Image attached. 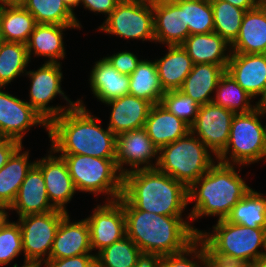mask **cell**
I'll return each mask as SVG.
<instances>
[{
	"label": "cell",
	"mask_w": 266,
	"mask_h": 267,
	"mask_svg": "<svg viewBox=\"0 0 266 267\" xmlns=\"http://www.w3.org/2000/svg\"><path fill=\"white\" fill-rule=\"evenodd\" d=\"M100 121L86 108L82 99H77L75 107L49 123L51 148L60 155L115 159L117 136L108 127H101Z\"/></svg>",
	"instance_id": "6da1fadb"
},
{
	"label": "cell",
	"mask_w": 266,
	"mask_h": 267,
	"mask_svg": "<svg viewBox=\"0 0 266 267\" xmlns=\"http://www.w3.org/2000/svg\"><path fill=\"white\" fill-rule=\"evenodd\" d=\"M256 267H266V253L256 262Z\"/></svg>",
	"instance_id": "db71d44e"
},
{
	"label": "cell",
	"mask_w": 266,
	"mask_h": 267,
	"mask_svg": "<svg viewBox=\"0 0 266 267\" xmlns=\"http://www.w3.org/2000/svg\"><path fill=\"white\" fill-rule=\"evenodd\" d=\"M212 230V233L202 230L198 234L212 256L255 265L266 253V229H253L222 219Z\"/></svg>",
	"instance_id": "5b68a950"
},
{
	"label": "cell",
	"mask_w": 266,
	"mask_h": 267,
	"mask_svg": "<svg viewBox=\"0 0 266 267\" xmlns=\"http://www.w3.org/2000/svg\"><path fill=\"white\" fill-rule=\"evenodd\" d=\"M5 139V137L2 135L1 131H0V141Z\"/></svg>",
	"instance_id": "9f6ffc18"
},
{
	"label": "cell",
	"mask_w": 266,
	"mask_h": 267,
	"mask_svg": "<svg viewBox=\"0 0 266 267\" xmlns=\"http://www.w3.org/2000/svg\"><path fill=\"white\" fill-rule=\"evenodd\" d=\"M9 209L15 210L18 217L56 210L49 201L42 171L35 164L27 172Z\"/></svg>",
	"instance_id": "ffe728a7"
},
{
	"label": "cell",
	"mask_w": 266,
	"mask_h": 267,
	"mask_svg": "<svg viewBox=\"0 0 266 267\" xmlns=\"http://www.w3.org/2000/svg\"><path fill=\"white\" fill-rule=\"evenodd\" d=\"M66 6L72 11L75 10V7L77 8L80 4V0H62Z\"/></svg>",
	"instance_id": "f5cc1de1"
},
{
	"label": "cell",
	"mask_w": 266,
	"mask_h": 267,
	"mask_svg": "<svg viewBox=\"0 0 266 267\" xmlns=\"http://www.w3.org/2000/svg\"><path fill=\"white\" fill-rule=\"evenodd\" d=\"M229 2L231 5L244 9L245 11L256 8L261 1L260 0H223Z\"/></svg>",
	"instance_id": "c3c4849f"
},
{
	"label": "cell",
	"mask_w": 266,
	"mask_h": 267,
	"mask_svg": "<svg viewBox=\"0 0 266 267\" xmlns=\"http://www.w3.org/2000/svg\"><path fill=\"white\" fill-rule=\"evenodd\" d=\"M205 261L206 246L197 238L182 252L161 256L160 267H205Z\"/></svg>",
	"instance_id": "60d3db41"
},
{
	"label": "cell",
	"mask_w": 266,
	"mask_h": 267,
	"mask_svg": "<svg viewBox=\"0 0 266 267\" xmlns=\"http://www.w3.org/2000/svg\"><path fill=\"white\" fill-rule=\"evenodd\" d=\"M122 196L137 210L158 215L182 216L189 204L188 188L156 168L125 174Z\"/></svg>",
	"instance_id": "277c9868"
},
{
	"label": "cell",
	"mask_w": 266,
	"mask_h": 267,
	"mask_svg": "<svg viewBox=\"0 0 266 267\" xmlns=\"http://www.w3.org/2000/svg\"><path fill=\"white\" fill-rule=\"evenodd\" d=\"M120 1H138V2H145V1H149V0H120Z\"/></svg>",
	"instance_id": "11a10c76"
},
{
	"label": "cell",
	"mask_w": 266,
	"mask_h": 267,
	"mask_svg": "<svg viewBox=\"0 0 266 267\" xmlns=\"http://www.w3.org/2000/svg\"><path fill=\"white\" fill-rule=\"evenodd\" d=\"M23 253L22 234L18 222L7 221L0 229V266H6Z\"/></svg>",
	"instance_id": "ab89813d"
},
{
	"label": "cell",
	"mask_w": 266,
	"mask_h": 267,
	"mask_svg": "<svg viewBox=\"0 0 266 267\" xmlns=\"http://www.w3.org/2000/svg\"><path fill=\"white\" fill-rule=\"evenodd\" d=\"M118 201L123 205L126 236L136 243L142 253L161 257L182 252L201 232L182 216L137 210L123 196Z\"/></svg>",
	"instance_id": "7a4b0ae2"
},
{
	"label": "cell",
	"mask_w": 266,
	"mask_h": 267,
	"mask_svg": "<svg viewBox=\"0 0 266 267\" xmlns=\"http://www.w3.org/2000/svg\"><path fill=\"white\" fill-rule=\"evenodd\" d=\"M98 30L125 40L155 43L153 0L120 1Z\"/></svg>",
	"instance_id": "9c48e42d"
},
{
	"label": "cell",
	"mask_w": 266,
	"mask_h": 267,
	"mask_svg": "<svg viewBox=\"0 0 266 267\" xmlns=\"http://www.w3.org/2000/svg\"><path fill=\"white\" fill-rule=\"evenodd\" d=\"M158 152V148L153 144L144 127L117 136L115 160L123 176L135 170L156 168ZM124 165L130 168H124Z\"/></svg>",
	"instance_id": "7c38bea8"
},
{
	"label": "cell",
	"mask_w": 266,
	"mask_h": 267,
	"mask_svg": "<svg viewBox=\"0 0 266 267\" xmlns=\"http://www.w3.org/2000/svg\"><path fill=\"white\" fill-rule=\"evenodd\" d=\"M0 87V131L5 138L22 144L23 138L32 126H43L48 132L45 119L28 103L15 97Z\"/></svg>",
	"instance_id": "9a60e30c"
},
{
	"label": "cell",
	"mask_w": 266,
	"mask_h": 267,
	"mask_svg": "<svg viewBox=\"0 0 266 267\" xmlns=\"http://www.w3.org/2000/svg\"><path fill=\"white\" fill-rule=\"evenodd\" d=\"M160 103L189 126L195 122L200 107L196 101L179 90L166 91Z\"/></svg>",
	"instance_id": "f35d334b"
},
{
	"label": "cell",
	"mask_w": 266,
	"mask_h": 267,
	"mask_svg": "<svg viewBox=\"0 0 266 267\" xmlns=\"http://www.w3.org/2000/svg\"><path fill=\"white\" fill-rule=\"evenodd\" d=\"M144 128L158 150L190 132V126L161 103L152 105Z\"/></svg>",
	"instance_id": "d4e9b609"
},
{
	"label": "cell",
	"mask_w": 266,
	"mask_h": 267,
	"mask_svg": "<svg viewBox=\"0 0 266 267\" xmlns=\"http://www.w3.org/2000/svg\"><path fill=\"white\" fill-rule=\"evenodd\" d=\"M27 0H0V8L24 6Z\"/></svg>",
	"instance_id": "681fc988"
},
{
	"label": "cell",
	"mask_w": 266,
	"mask_h": 267,
	"mask_svg": "<svg viewBox=\"0 0 266 267\" xmlns=\"http://www.w3.org/2000/svg\"><path fill=\"white\" fill-rule=\"evenodd\" d=\"M181 46L191 57L194 65L202 63H211L221 67L228 65L231 46L215 32L189 35Z\"/></svg>",
	"instance_id": "cb8c5ba5"
},
{
	"label": "cell",
	"mask_w": 266,
	"mask_h": 267,
	"mask_svg": "<svg viewBox=\"0 0 266 267\" xmlns=\"http://www.w3.org/2000/svg\"><path fill=\"white\" fill-rule=\"evenodd\" d=\"M226 72L253 98L266 105V54L231 53Z\"/></svg>",
	"instance_id": "2e32d148"
},
{
	"label": "cell",
	"mask_w": 266,
	"mask_h": 267,
	"mask_svg": "<svg viewBox=\"0 0 266 267\" xmlns=\"http://www.w3.org/2000/svg\"><path fill=\"white\" fill-rule=\"evenodd\" d=\"M174 1L184 9L185 25H188L190 35L214 32L213 9L210 0Z\"/></svg>",
	"instance_id": "74e56055"
},
{
	"label": "cell",
	"mask_w": 266,
	"mask_h": 267,
	"mask_svg": "<svg viewBox=\"0 0 266 267\" xmlns=\"http://www.w3.org/2000/svg\"><path fill=\"white\" fill-rule=\"evenodd\" d=\"M42 265H44V267H46L44 262H40V261H24V264L22 266H19V267H42ZM13 267H18V264L15 263L13 265Z\"/></svg>",
	"instance_id": "816d5d0a"
},
{
	"label": "cell",
	"mask_w": 266,
	"mask_h": 267,
	"mask_svg": "<svg viewBox=\"0 0 266 267\" xmlns=\"http://www.w3.org/2000/svg\"><path fill=\"white\" fill-rule=\"evenodd\" d=\"M30 61L26 44L1 41L0 87L5 88L18 76L25 75Z\"/></svg>",
	"instance_id": "e575fe53"
},
{
	"label": "cell",
	"mask_w": 266,
	"mask_h": 267,
	"mask_svg": "<svg viewBox=\"0 0 266 267\" xmlns=\"http://www.w3.org/2000/svg\"><path fill=\"white\" fill-rule=\"evenodd\" d=\"M77 29L78 25L37 24L31 33L26 48L29 59L32 54L36 57H47L48 63H58L66 55L63 31Z\"/></svg>",
	"instance_id": "603a6c76"
},
{
	"label": "cell",
	"mask_w": 266,
	"mask_h": 267,
	"mask_svg": "<svg viewBox=\"0 0 266 267\" xmlns=\"http://www.w3.org/2000/svg\"><path fill=\"white\" fill-rule=\"evenodd\" d=\"M67 214L68 212L56 209L47 213L18 217L24 261L46 263L50 259L57 229Z\"/></svg>",
	"instance_id": "8fae6325"
},
{
	"label": "cell",
	"mask_w": 266,
	"mask_h": 267,
	"mask_svg": "<svg viewBox=\"0 0 266 267\" xmlns=\"http://www.w3.org/2000/svg\"><path fill=\"white\" fill-rule=\"evenodd\" d=\"M46 267H96V254H82L79 256L49 259Z\"/></svg>",
	"instance_id": "7bdbcfd3"
},
{
	"label": "cell",
	"mask_w": 266,
	"mask_h": 267,
	"mask_svg": "<svg viewBox=\"0 0 266 267\" xmlns=\"http://www.w3.org/2000/svg\"><path fill=\"white\" fill-rule=\"evenodd\" d=\"M36 25L34 16L23 6L0 8L2 41L26 44Z\"/></svg>",
	"instance_id": "f546056e"
},
{
	"label": "cell",
	"mask_w": 266,
	"mask_h": 267,
	"mask_svg": "<svg viewBox=\"0 0 266 267\" xmlns=\"http://www.w3.org/2000/svg\"><path fill=\"white\" fill-rule=\"evenodd\" d=\"M155 43L181 45L190 35L184 9L174 0H153Z\"/></svg>",
	"instance_id": "ac0fdd59"
},
{
	"label": "cell",
	"mask_w": 266,
	"mask_h": 267,
	"mask_svg": "<svg viewBox=\"0 0 266 267\" xmlns=\"http://www.w3.org/2000/svg\"><path fill=\"white\" fill-rule=\"evenodd\" d=\"M254 264H248L240 261L227 260L212 256L206 249L205 267H254Z\"/></svg>",
	"instance_id": "bcb514c9"
},
{
	"label": "cell",
	"mask_w": 266,
	"mask_h": 267,
	"mask_svg": "<svg viewBox=\"0 0 266 267\" xmlns=\"http://www.w3.org/2000/svg\"><path fill=\"white\" fill-rule=\"evenodd\" d=\"M104 104L112 107L107 127L116 136L143 128L152 107L149 101L132 95L112 99Z\"/></svg>",
	"instance_id": "44dd1931"
},
{
	"label": "cell",
	"mask_w": 266,
	"mask_h": 267,
	"mask_svg": "<svg viewBox=\"0 0 266 267\" xmlns=\"http://www.w3.org/2000/svg\"><path fill=\"white\" fill-rule=\"evenodd\" d=\"M141 253L136 243L125 236L96 255V267H135Z\"/></svg>",
	"instance_id": "8d00e7d4"
},
{
	"label": "cell",
	"mask_w": 266,
	"mask_h": 267,
	"mask_svg": "<svg viewBox=\"0 0 266 267\" xmlns=\"http://www.w3.org/2000/svg\"><path fill=\"white\" fill-rule=\"evenodd\" d=\"M65 160L77 191L95 196L106 194V201H116L122 196L123 175L115 159L87 155H60Z\"/></svg>",
	"instance_id": "ba28073f"
},
{
	"label": "cell",
	"mask_w": 266,
	"mask_h": 267,
	"mask_svg": "<svg viewBox=\"0 0 266 267\" xmlns=\"http://www.w3.org/2000/svg\"><path fill=\"white\" fill-rule=\"evenodd\" d=\"M231 53L266 54V2L247 10Z\"/></svg>",
	"instance_id": "7402d4cb"
},
{
	"label": "cell",
	"mask_w": 266,
	"mask_h": 267,
	"mask_svg": "<svg viewBox=\"0 0 266 267\" xmlns=\"http://www.w3.org/2000/svg\"><path fill=\"white\" fill-rule=\"evenodd\" d=\"M165 56L156 59L158 76L165 91L178 90L193 69L194 63L181 45H167Z\"/></svg>",
	"instance_id": "83f0119b"
},
{
	"label": "cell",
	"mask_w": 266,
	"mask_h": 267,
	"mask_svg": "<svg viewBox=\"0 0 266 267\" xmlns=\"http://www.w3.org/2000/svg\"><path fill=\"white\" fill-rule=\"evenodd\" d=\"M237 165L215 162L188 188V203L194 201L192 210L186 216L191 222L203 216H217L226 219L232 208L250 190L237 172Z\"/></svg>",
	"instance_id": "3957f363"
},
{
	"label": "cell",
	"mask_w": 266,
	"mask_h": 267,
	"mask_svg": "<svg viewBox=\"0 0 266 267\" xmlns=\"http://www.w3.org/2000/svg\"><path fill=\"white\" fill-rule=\"evenodd\" d=\"M120 0H80V4L94 13H101L107 17L116 9Z\"/></svg>",
	"instance_id": "ee69618b"
},
{
	"label": "cell",
	"mask_w": 266,
	"mask_h": 267,
	"mask_svg": "<svg viewBox=\"0 0 266 267\" xmlns=\"http://www.w3.org/2000/svg\"><path fill=\"white\" fill-rule=\"evenodd\" d=\"M226 220L253 229H266V197L251 188L232 208Z\"/></svg>",
	"instance_id": "1f68e13d"
},
{
	"label": "cell",
	"mask_w": 266,
	"mask_h": 267,
	"mask_svg": "<svg viewBox=\"0 0 266 267\" xmlns=\"http://www.w3.org/2000/svg\"><path fill=\"white\" fill-rule=\"evenodd\" d=\"M263 116L266 105L260 104L250 112L235 114L228 143L216 161L241 167L266 159V125L260 122Z\"/></svg>",
	"instance_id": "8992f818"
},
{
	"label": "cell",
	"mask_w": 266,
	"mask_h": 267,
	"mask_svg": "<svg viewBox=\"0 0 266 267\" xmlns=\"http://www.w3.org/2000/svg\"><path fill=\"white\" fill-rule=\"evenodd\" d=\"M210 3L213 9L214 32L231 45L239 34L246 11L223 0H210Z\"/></svg>",
	"instance_id": "d590c367"
},
{
	"label": "cell",
	"mask_w": 266,
	"mask_h": 267,
	"mask_svg": "<svg viewBox=\"0 0 266 267\" xmlns=\"http://www.w3.org/2000/svg\"><path fill=\"white\" fill-rule=\"evenodd\" d=\"M161 257L157 254L141 253L135 267H160Z\"/></svg>",
	"instance_id": "7dc6e473"
},
{
	"label": "cell",
	"mask_w": 266,
	"mask_h": 267,
	"mask_svg": "<svg viewBox=\"0 0 266 267\" xmlns=\"http://www.w3.org/2000/svg\"><path fill=\"white\" fill-rule=\"evenodd\" d=\"M7 210V211H6ZM9 207L5 205H0V229L6 224V222L9 220V213L8 212Z\"/></svg>",
	"instance_id": "f907efd6"
},
{
	"label": "cell",
	"mask_w": 266,
	"mask_h": 267,
	"mask_svg": "<svg viewBox=\"0 0 266 267\" xmlns=\"http://www.w3.org/2000/svg\"><path fill=\"white\" fill-rule=\"evenodd\" d=\"M89 81L92 94L102 103L129 95V75L118 72L105 57L95 62Z\"/></svg>",
	"instance_id": "484cf974"
},
{
	"label": "cell",
	"mask_w": 266,
	"mask_h": 267,
	"mask_svg": "<svg viewBox=\"0 0 266 267\" xmlns=\"http://www.w3.org/2000/svg\"><path fill=\"white\" fill-rule=\"evenodd\" d=\"M129 95L159 104L165 94L158 76L155 61L141 60L133 73L129 75Z\"/></svg>",
	"instance_id": "4dcf8cb0"
},
{
	"label": "cell",
	"mask_w": 266,
	"mask_h": 267,
	"mask_svg": "<svg viewBox=\"0 0 266 267\" xmlns=\"http://www.w3.org/2000/svg\"><path fill=\"white\" fill-rule=\"evenodd\" d=\"M103 203L93 208L92 214L85 218L90 230L92 251L98 250L96 255L126 236L123 205L118 200Z\"/></svg>",
	"instance_id": "5bb4252c"
},
{
	"label": "cell",
	"mask_w": 266,
	"mask_h": 267,
	"mask_svg": "<svg viewBox=\"0 0 266 267\" xmlns=\"http://www.w3.org/2000/svg\"><path fill=\"white\" fill-rule=\"evenodd\" d=\"M35 165L42 171L51 204L56 209L68 212L66 204L70 203L77 189L63 157L57 156L50 147L47 156L36 160Z\"/></svg>",
	"instance_id": "e0dca14e"
},
{
	"label": "cell",
	"mask_w": 266,
	"mask_h": 267,
	"mask_svg": "<svg viewBox=\"0 0 266 267\" xmlns=\"http://www.w3.org/2000/svg\"><path fill=\"white\" fill-rule=\"evenodd\" d=\"M21 146L23 144L13 139L5 138L0 141V169Z\"/></svg>",
	"instance_id": "f6af8a7d"
},
{
	"label": "cell",
	"mask_w": 266,
	"mask_h": 267,
	"mask_svg": "<svg viewBox=\"0 0 266 267\" xmlns=\"http://www.w3.org/2000/svg\"><path fill=\"white\" fill-rule=\"evenodd\" d=\"M212 102L229 109L235 114L247 113L259 106L257 102L252 105L253 97L249 95L226 71L221 76Z\"/></svg>",
	"instance_id": "d6a6232c"
},
{
	"label": "cell",
	"mask_w": 266,
	"mask_h": 267,
	"mask_svg": "<svg viewBox=\"0 0 266 267\" xmlns=\"http://www.w3.org/2000/svg\"><path fill=\"white\" fill-rule=\"evenodd\" d=\"M61 62H44L37 70L26 72L30 79L29 102H27L47 123L59 117L64 112L77 105V101H71L61 88L63 73ZM66 100L67 106H50L49 103L57 96ZM49 105V106H48Z\"/></svg>",
	"instance_id": "30bf717a"
},
{
	"label": "cell",
	"mask_w": 266,
	"mask_h": 267,
	"mask_svg": "<svg viewBox=\"0 0 266 267\" xmlns=\"http://www.w3.org/2000/svg\"><path fill=\"white\" fill-rule=\"evenodd\" d=\"M210 151L190 131L159 149L156 169L189 188L215 163Z\"/></svg>",
	"instance_id": "52a82bcc"
},
{
	"label": "cell",
	"mask_w": 266,
	"mask_h": 267,
	"mask_svg": "<svg viewBox=\"0 0 266 267\" xmlns=\"http://www.w3.org/2000/svg\"><path fill=\"white\" fill-rule=\"evenodd\" d=\"M91 253L90 230L86 219L71 222L69 214H67L57 229L50 259H62Z\"/></svg>",
	"instance_id": "d6986e66"
},
{
	"label": "cell",
	"mask_w": 266,
	"mask_h": 267,
	"mask_svg": "<svg viewBox=\"0 0 266 267\" xmlns=\"http://www.w3.org/2000/svg\"><path fill=\"white\" fill-rule=\"evenodd\" d=\"M21 146L0 169V205L10 207L27 172L35 164L29 161V150L23 151Z\"/></svg>",
	"instance_id": "f1b7e54d"
},
{
	"label": "cell",
	"mask_w": 266,
	"mask_h": 267,
	"mask_svg": "<svg viewBox=\"0 0 266 267\" xmlns=\"http://www.w3.org/2000/svg\"><path fill=\"white\" fill-rule=\"evenodd\" d=\"M109 63L120 73L130 75L135 71L142 59H138L136 54L130 51H119L112 56L105 57Z\"/></svg>",
	"instance_id": "b9f144b4"
},
{
	"label": "cell",
	"mask_w": 266,
	"mask_h": 267,
	"mask_svg": "<svg viewBox=\"0 0 266 267\" xmlns=\"http://www.w3.org/2000/svg\"><path fill=\"white\" fill-rule=\"evenodd\" d=\"M226 68L211 63L195 64L178 90L191 97L200 106L210 103L214 97L212 93L216 90Z\"/></svg>",
	"instance_id": "4316f807"
},
{
	"label": "cell",
	"mask_w": 266,
	"mask_h": 267,
	"mask_svg": "<svg viewBox=\"0 0 266 267\" xmlns=\"http://www.w3.org/2000/svg\"><path fill=\"white\" fill-rule=\"evenodd\" d=\"M35 18L37 24L78 25L82 27L62 0H27L23 6Z\"/></svg>",
	"instance_id": "836d02e7"
},
{
	"label": "cell",
	"mask_w": 266,
	"mask_h": 267,
	"mask_svg": "<svg viewBox=\"0 0 266 267\" xmlns=\"http://www.w3.org/2000/svg\"><path fill=\"white\" fill-rule=\"evenodd\" d=\"M235 113L213 102L201 105L190 131L197 136L216 157L225 149Z\"/></svg>",
	"instance_id": "4fadbf2b"
}]
</instances>
